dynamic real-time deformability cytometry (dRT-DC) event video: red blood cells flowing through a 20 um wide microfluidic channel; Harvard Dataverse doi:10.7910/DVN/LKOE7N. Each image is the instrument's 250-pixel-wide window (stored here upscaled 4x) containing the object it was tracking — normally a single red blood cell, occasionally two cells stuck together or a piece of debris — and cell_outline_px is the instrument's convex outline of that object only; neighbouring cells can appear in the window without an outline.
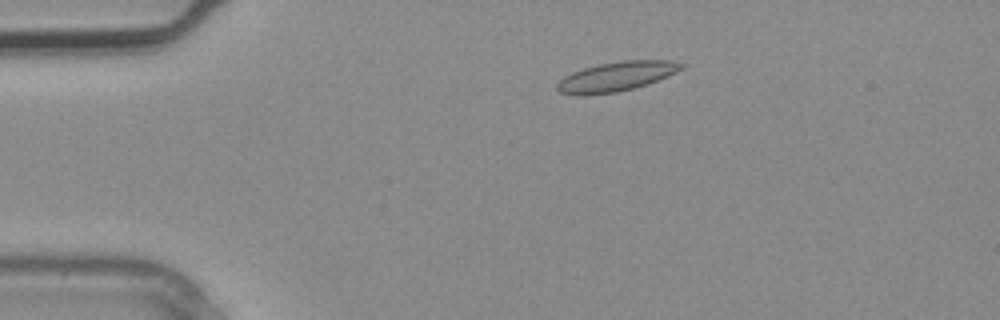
{"species": "common noctule bat (a hibernating species)", "species_latin": "Nyctalus noctula", "temperature_condition": "warm", "stored_images_in_passage": 2, "camera_frame_rate_fps": 3000, "um_per_image_px": 0.085, "animal": {"sex": "male", "body_mass_g": 20.4}, "frame": {"image": 1, "passage_image": 1, "time_ms": 0.0, "image_size_px": [1000, 320], "cell_outline_px": [[684, 68], [668, 76], [648, 84], [616, 92], [588, 96], [580, 96], [560, 92], [556, 88], [556, 84], [564, 76], [572, 72], [584, 68], [600, 64], [620, 60], [668, 60], [684, 64]], "centroid_in_image_um": [52.37, 6.51], "position_along_channel_um": 32.6, "area_um2": 21.44}}
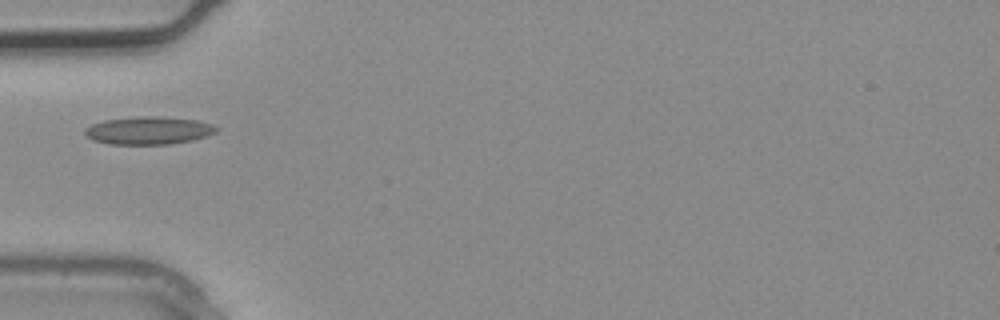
{"frame": {"image": 2, "passage_image": 2, "time_ms": 0.333, "image_size_px": [1000, 320], "cell_outline_px": [[220, 128], [216, 132], [192, 140], [168, 144], [108, 144], [92, 140], [84, 132], [84, 128], [92, 124], [104, 120], [136, 116], [160, 116], [196, 120], [212, 124]], "centroid_in_image_um": [12.61, 11.08], "position_along_channel_um": 72.4, "area_um2": 21.33}}